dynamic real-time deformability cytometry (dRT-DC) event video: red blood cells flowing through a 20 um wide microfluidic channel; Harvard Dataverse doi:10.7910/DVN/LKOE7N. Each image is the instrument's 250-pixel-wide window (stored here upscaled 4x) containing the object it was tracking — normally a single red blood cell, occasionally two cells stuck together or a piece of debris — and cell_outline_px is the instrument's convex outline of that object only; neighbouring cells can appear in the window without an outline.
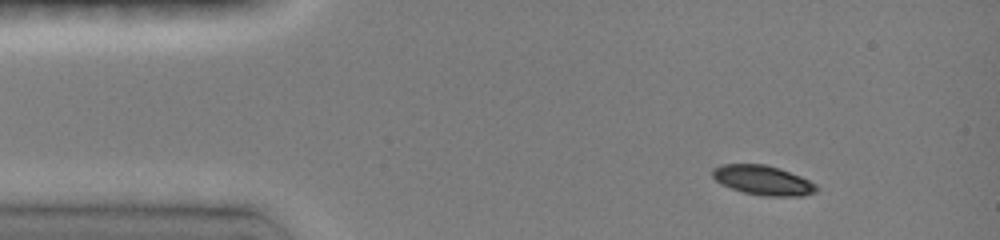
{"species": "common noctule bat (a hibernating species)", "species_latin": "Nyctalus noctula", "temperature_condition": "room temperature", "stored_images_in_passage": 10, "camera_frame_rate_fps": 3000, "um_per_image_px": 0.085, "animal": {"sex": "female", "body_mass_g": 19.0, "forearm_length_mm": 51.5}, "frame": {"image": 1, "passage_image": 1, "time_ms": 0.0, "image_size_px": [1000, 240], "cell_outline_px": [[820, 188], [816, 192], [804, 196], [764, 196], [744, 192], [720, 184], [712, 176], [712, 168], [720, 164], [764, 164], [780, 168], [800, 176], [816, 184]], "centroid_in_image_um": [64.86, 15.32], "position_along_channel_um": 20.1, "area_um2": 18.03}}
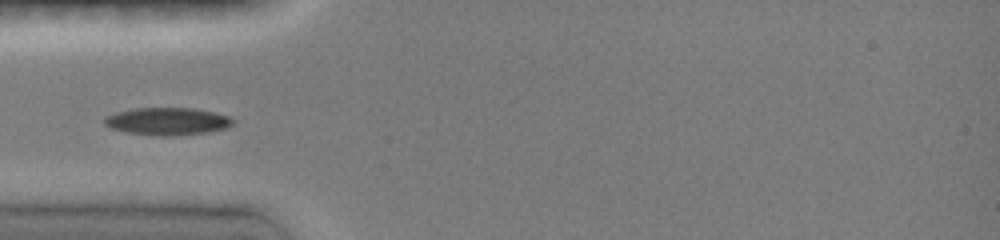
{"frame": {"image": 2, "passage_image": 8, "time_ms": 3.0, "image_size_px": [1000, 240], "cell_outline_px": [[236, 124], [228, 128], [204, 132], [172, 136], [160, 136], [128, 132], [112, 128], [104, 124], [104, 116], [116, 112], [132, 108], [196, 108], [216, 112], [228, 116], [236, 120]], "centroid_in_image_um": [14.28, 10.3], "position_along_channel_um": 70.7, "area_um2": 20.75}}